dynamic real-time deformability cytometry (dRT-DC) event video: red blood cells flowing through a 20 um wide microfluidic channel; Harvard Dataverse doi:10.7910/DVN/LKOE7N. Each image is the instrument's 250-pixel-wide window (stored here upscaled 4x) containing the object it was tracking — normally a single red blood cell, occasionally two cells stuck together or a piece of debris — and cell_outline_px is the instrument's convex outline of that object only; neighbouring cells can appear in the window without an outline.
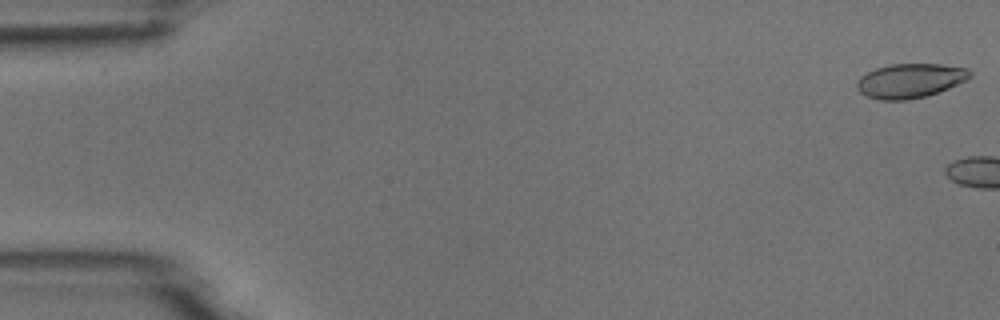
{"species": "common noctule bat (a hibernating species)", "species_latin": "Nyctalus noctula", "temperature_condition": "room temperature", "stored_images_in_passage": 7, "camera_frame_rate_fps": 3000, "um_per_image_px": 0.085, "animal": {"sex": "male", "body_mass_g": 18.8}, "frame": {"image": 1, "passage_image": 1, "time_ms": 0.0, "image_size_px": [1000, 320], "cell_outline_px": [[972, 76], [968, 80], [948, 88], [924, 96], [908, 100], [880, 100], [868, 96], [860, 92], [856, 88], [856, 80], [860, 76], [876, 68], [892, 64], [940, 64], [968, 68], [972, 72]], "centroid_in_image_um": [77.37, 6.85], "position_along_channel_um": 7.6, "area_um2": 22.66}}